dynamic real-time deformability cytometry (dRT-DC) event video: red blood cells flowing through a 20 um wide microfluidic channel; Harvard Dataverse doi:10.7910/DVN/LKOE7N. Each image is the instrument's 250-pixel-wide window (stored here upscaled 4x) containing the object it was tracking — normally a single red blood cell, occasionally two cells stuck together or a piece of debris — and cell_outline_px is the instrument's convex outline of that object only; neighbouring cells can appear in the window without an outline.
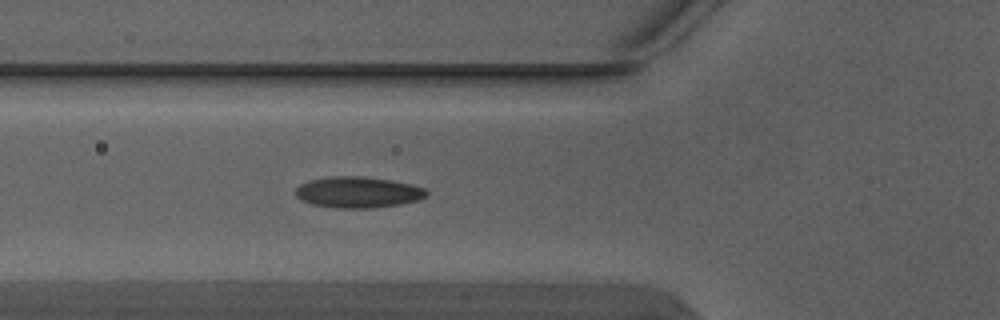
{"species": "Egyptian fruit bat (a non-hibernating species)", "species_latin": "Rousettus aegyptiacus", "temperature_condition": "warm", "stored_images_in_passage": 5, "camera_frame_rate_fps": 3000, "um_per_image_px": 0.085, "animal": {"sex": "male"}, "frame": {"image": 1, "passage_image": 5, "time_ms": 1.333, "image_size_px": [1000, 320], "cell_outline_px": [[428, 196], [416, 200], [400, 204], [372, 208], [336, 208], [312, 204], [300, 200], [296, 196], [296, 188], [300, 184], [308, 180], [328, 176], [364, 176], [392, 180], [412, 184], [424, 188], [428, 192]], "centroid_in_image_um": [30.41, 16.33], "position_along_channel_um": 95.4, "area_um2": 23.93}}